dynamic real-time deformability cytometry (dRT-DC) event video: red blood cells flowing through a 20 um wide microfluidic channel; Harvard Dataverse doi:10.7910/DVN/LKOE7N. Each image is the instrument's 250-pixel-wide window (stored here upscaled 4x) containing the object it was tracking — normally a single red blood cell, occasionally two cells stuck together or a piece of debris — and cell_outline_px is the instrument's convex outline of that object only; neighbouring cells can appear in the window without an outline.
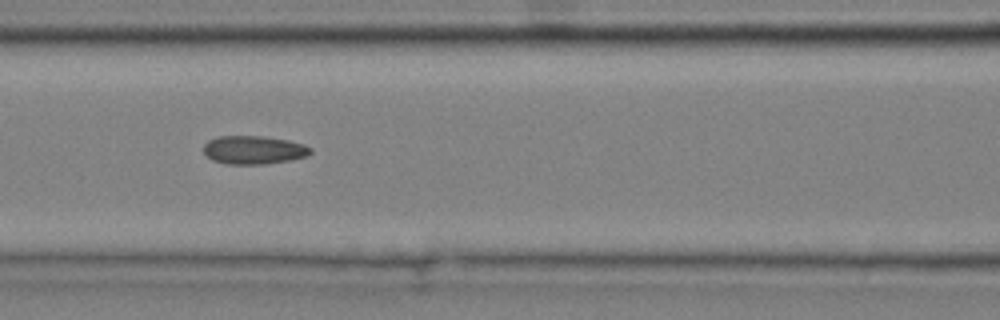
{"species": "common noctule bat (a hibernating species)", "species_latin": "Nyctalus noctula", "temperature_condition": "cold", "stored_images_in_passage": 9, "camera_frame_rate_fps": 3000, "um_per_image_px": 0.085, "animal": {"sex": "male", "body_mass_g": 20.4}, "frame": {"image": 1, "passage_image": 6, "time_ms": 1.667, "image_size_px": [1000, 320], "cell_outline_px": [[312, 152], [308, 156], [288, 160], [264, 164], [228, 164], [212, 160], [204, 152], [204, 144], [208, 140], [216, 136], [264, 136], [288, 140], [304, 144], [312, 148]], "centroid_in_image_um": [21.57, 12.73], "position_along_channel_um": 145.0, "area_um2": 17.74}}
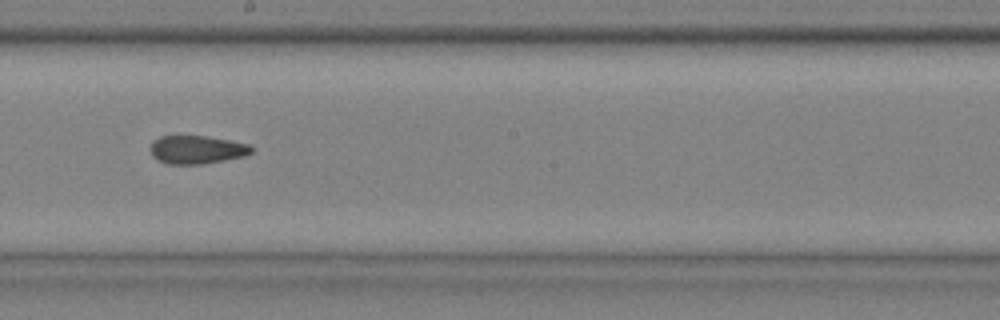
{"frame": {"image": 2, "passage_image": 8, "time_ms": 2.333, "image_size_px": [1000, 320], "cell_outline_px": [[256, 148], [252, 152], [244, 156], [224, 160], [200, 164], [168, 164], [156, 160], [152, 156], [148, 148], [152, 140], [160, 136], [208, 136], [248, 144]], "centroid_in_image_um": [16.68, 12.72], "position_along_channel_um": 231.5, "area_um2": 16.88}}
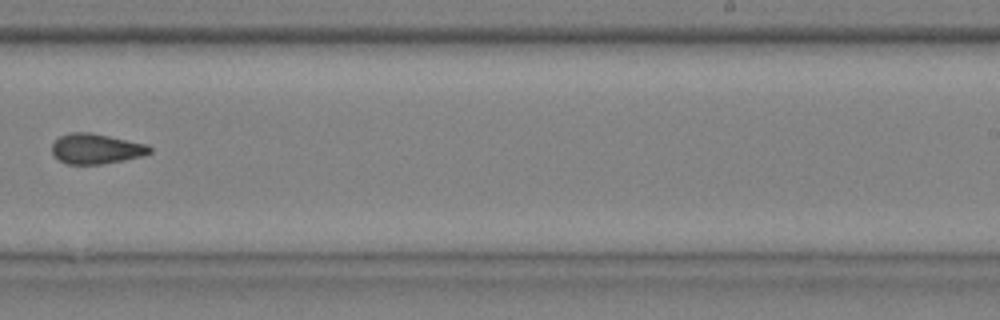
{"frame": {"image": 3, "passage_image": 9, "time_ms": 2.667, "image_size_px": [1000, 320], "cell_outline_px": [[152, 152], [140, 156], [124, 160], [100, 164], [68, 164], [52, 156], [52, 144], [60, 136], [72, 132], [88, 132], [148, 144], [152, 148]], "centroid_in_image_um": [8.16, 12.65], "position_along_channel_um": 280.8, "area_um2": 17.11}}